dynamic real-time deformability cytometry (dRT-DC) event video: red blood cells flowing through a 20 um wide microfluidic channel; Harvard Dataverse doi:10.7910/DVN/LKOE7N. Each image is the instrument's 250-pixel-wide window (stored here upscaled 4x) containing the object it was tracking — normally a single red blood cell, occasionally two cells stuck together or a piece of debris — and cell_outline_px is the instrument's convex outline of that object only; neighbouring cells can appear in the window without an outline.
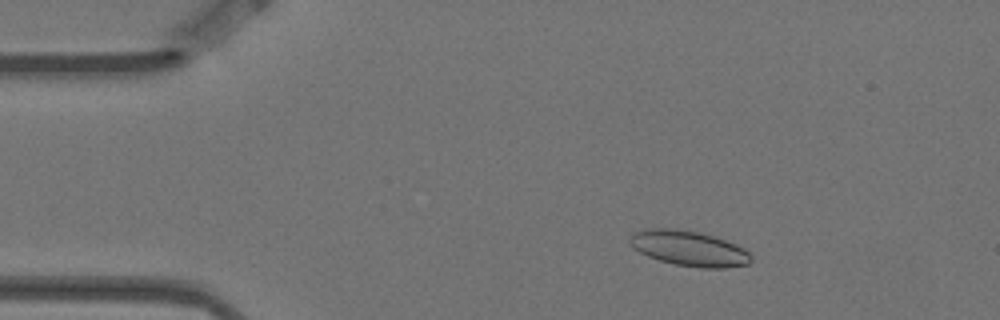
{"species": "Egyptian fruit bat (a non-hibernating species)", "species_latin": "Rousettus aegyptiacus", "temperature_condition": "warm", "stored_images_in_passage": 5, "camera_frame_rate_fps": 3000, "um_per_image_px": 0.085, "animal": {"sex": "female"}, "frame": {"image": 1, "passage_image": 3, "time_ms": 0.667, "image_size_px": [1000, 320], "cell_outline_px": [[752, 260], [748, 264], [724, 268], [700, 268], [676, 264], [660, 260], [648, 256], [632, 248], [628, 240], [636, 232], [648, 228], [676, 228], [696, 232], [712, 236], [736, 244], [744, 248], [752, 256]], "centroid_in_image_um": [58.57, 21.12], "position_along_channel_um": 26.4, "area_um2": 24.74}}